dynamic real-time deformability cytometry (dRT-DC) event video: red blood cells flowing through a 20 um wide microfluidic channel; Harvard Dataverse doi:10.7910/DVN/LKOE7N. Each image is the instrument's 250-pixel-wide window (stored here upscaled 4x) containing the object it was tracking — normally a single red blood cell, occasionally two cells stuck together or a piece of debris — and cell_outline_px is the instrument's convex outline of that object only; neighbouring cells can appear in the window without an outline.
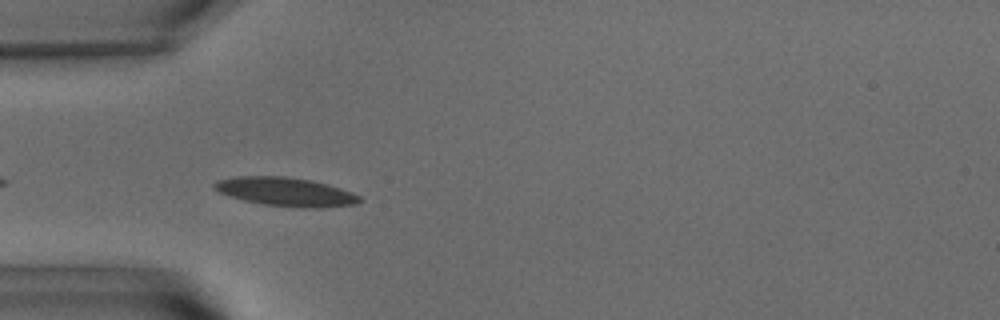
{"species": "common noctule bat (a hibernating species)", "species_latin": "Nyctalus noctula", "temperature_condition": "warm", "stored_images_in_passage": 6, "camera_frame_rate_fps": 3000, "um_per_image_px": 0.085, "animal": {"sex": "male", "body_mass_g": 15.6}, "frame": {"image": 1, "passage_image": 3, "time_ms": 0.667, "image_size_px": [1000, 320], "cell_outline_px": [[360, 200], [356, 204], [320, 208], [308, 208], [264, 204], [244, 200], [220, 192], [212, 188], [212, 184], [216, 180], [236, 176], [284, 176], [312, 180], [328, 184], [352, 192], [360, 196]], "centroid_in_image_um": [24.28, 16.29], "position_along_channel_um": 60.7, "area_um2": 24.22}}